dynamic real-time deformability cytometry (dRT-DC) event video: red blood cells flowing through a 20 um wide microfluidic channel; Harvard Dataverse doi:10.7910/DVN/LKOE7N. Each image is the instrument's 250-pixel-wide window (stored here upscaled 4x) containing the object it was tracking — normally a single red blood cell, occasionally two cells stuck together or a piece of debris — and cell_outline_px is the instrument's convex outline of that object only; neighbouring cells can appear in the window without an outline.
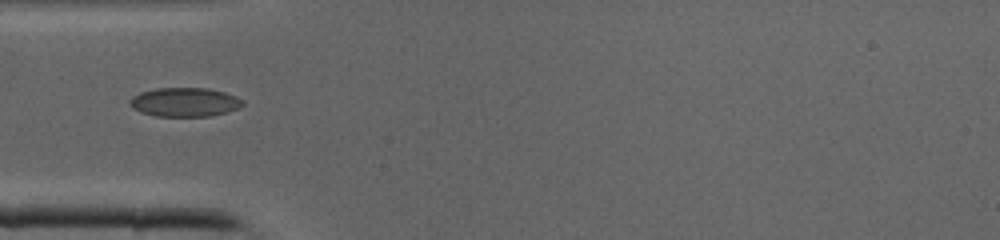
{"species": "common noctule bat (a hibernating species)", "species_latin": "Nyctalus noctula", "temperature_condition": "cold", "stored_images_in_passage": 29, "camera_frame_rate_fps": 3000, "um_per_image_px": 0.085, "animal": {"sex": "male", "body_mass_g": 19.0, "forearm_length_mm": 50.8}, "frame": {"image": 1, "passage_image": 1, "time_ms": 0.0, "image_size_px": [1000, 240], "cell_outline_px": [[244, 104], [236, 108], [212, 116], [156, 116], [140, 112], [132, 108], [128, 104], [128, 100], [132, 96], [140, 92], [156, 88], [208, 88], [224, 92], [236, 96], [244, 100]], "centroid_in_image_um": [15.65, 8.67], "position_along_channel_um": 69.4, "area_um2": 19.13}}
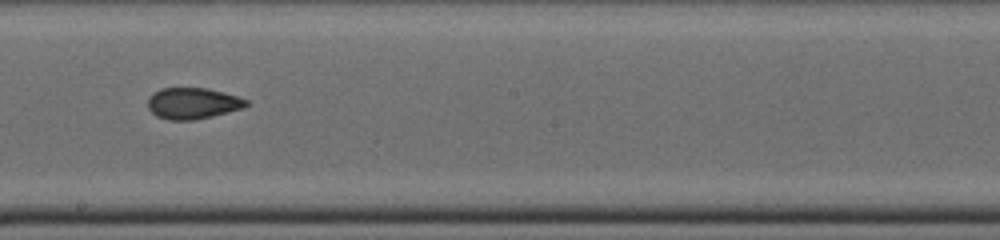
{"frame": {"image": 2, "passage_image": 11, "time_ms": 3.333, "image_size_px": [1000, 240], "cell_outline_px": [[248, 104], [244, 108], [212, 116], [192, 120], [168, 120], [156, 116], [148, 108], [148, 96], [160, 88], [208, 88], [240, 96], [248, 100]], "centroid_in_image_um": [16.39, 8.77], "position_along_channel_um": 231.8, "area_um2": 18.09}}
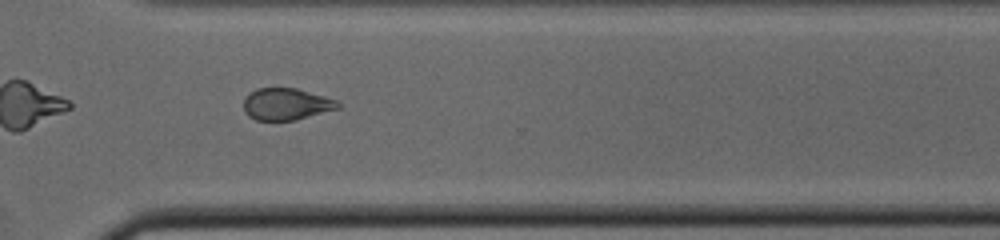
{"frame": {"image": 3, "passage_image": 18, "time_ms": 5.667, "image_size_px": [1000, 240], "cell_outline_px": [[340, 108], [296, 120], [256, 120], [248, 116], [244, 112], [244, 100], [256, 88], [296, 88], [340, 100]], "centroid_in_image_um": [24.38, 8.85], "position_along_channel_um": 346.2, "area_um2": 17.57}}